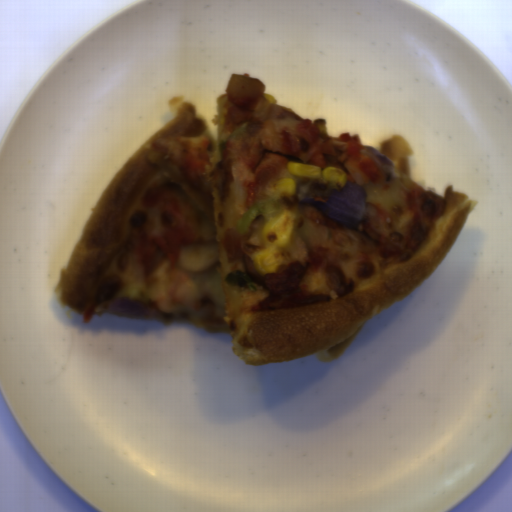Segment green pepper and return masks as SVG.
<instances>
[{
  "instance_id": "green-pepper-1",
  "label": "green pepper",
  "mask_w": 512,
  "mask_h": 512,
  "mask_svg": "<svg viewBox=\"0 0 512 512\" xmlns=\"http://www.w3.org/2000/svg\"><path fill=\"white\" fill-rule=\"evenodd\" d=\"M279 213V207L274 198L258 200L236 220L235 226L238 237L248 233L251 225L258 215H261L268 223Z\"/></svg>"
}]
</instances>
